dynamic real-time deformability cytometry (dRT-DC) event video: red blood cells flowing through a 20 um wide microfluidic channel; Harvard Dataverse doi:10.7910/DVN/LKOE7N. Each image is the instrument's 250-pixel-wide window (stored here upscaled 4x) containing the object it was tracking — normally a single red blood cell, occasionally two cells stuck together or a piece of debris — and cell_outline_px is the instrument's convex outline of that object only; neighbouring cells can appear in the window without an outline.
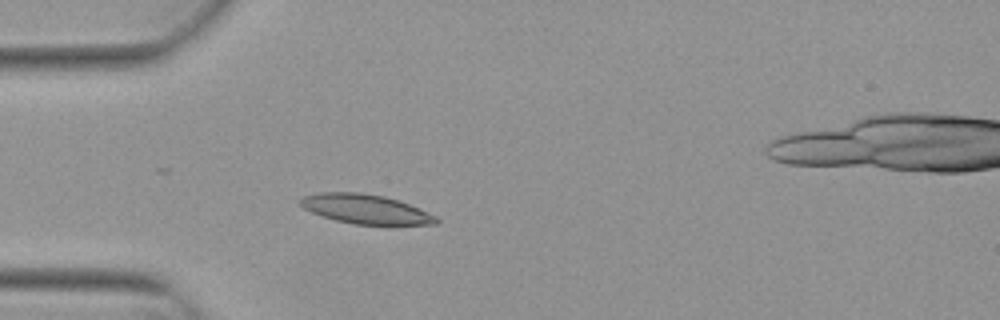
{"species": "Egyptian fruit bat (a non-hibernating species)", "species_latin": "Rousettus aegyptiacus", "temperature_condition": "warm", "stored_images_in_passage": 53, "camera_frame_rate_fps": 3000, "um_per_image_px": 0.085, "animal": {"sex": "female"}, "frame": {"image": 1, "passage_image": 14, "time_ms": 4.333, "image_size_px": [1000, 320], "cell_outline_px": [[440, 220], [436, 224], [352, 224], [336, 220], [312, 212], [304, 208], [296, 200], [304, 196], [320, 192], [360, 192], [384, 196], [420, 208], [436, 216]], "centroid_in_image_um": [31.05, 17.76], "position_along_channel_um": 53.9, "area_um2": 23.06}}
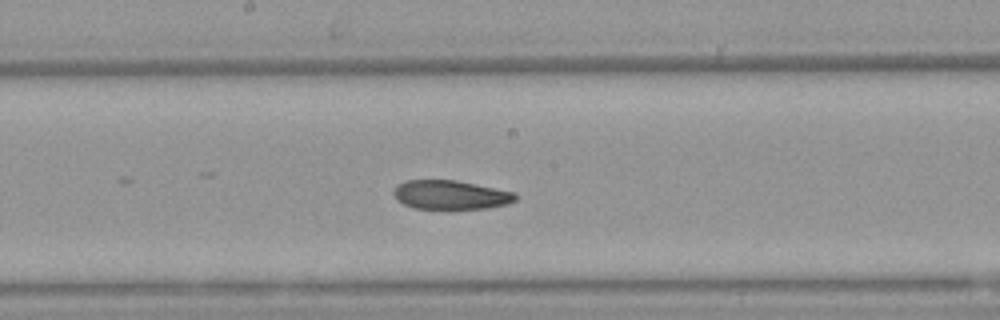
{"frame": {"image": 2, "passage_image": 27, "time_ms": 8.667, "image_size_px": [1000, 320], "cell_outline_px": [[516, 200], [508, 204], [488, 208], [412, 208], [396, 200], [392, 192], [396, 184], [404, 180], [456, 180], [516, 192]], "centroid_in_image_um": [38.27, 16.55], "position_along_channel_um": 209.9, "area_um2": 20.69}}
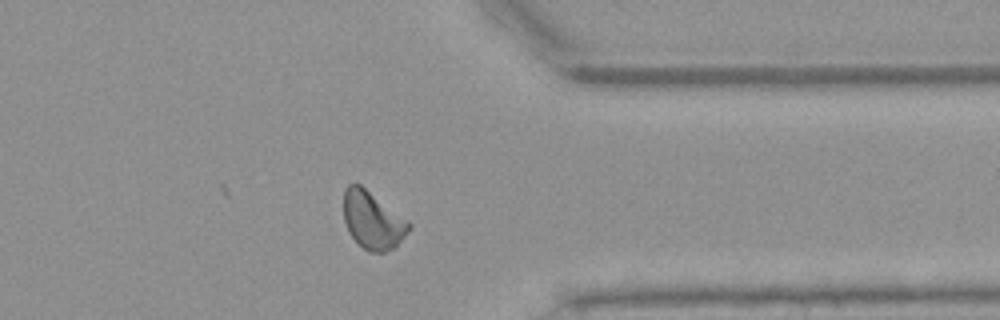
{"frame": {"image": 3, "passage_image": 41, "time_ms": 13.333, "image_size_px": [1000, 320], "cell_outline_px": [[412, 228], [392, 248], [384, 252], [368, 252], [348, 232], [344, 220], [344, 188], [348, 184], [360, 184], [408, 220], [412, 224]], "centroid_in_image_um": [31.67, 18.7], "position_along_channel_um": 379.7, "area_um2": 21.68}, "authors_computed_cell_mechanics": {"area_um2": 21.8484, "velocity_mm_per_s": 3.8111, "shape_relaxation_time_tau1_ms": 6.2415, "shape_relaxation_time_tau2_ms": 3.0459, "deformation_change_tau1": 0.1636, "deformation_change_tau2": 0.0778}}